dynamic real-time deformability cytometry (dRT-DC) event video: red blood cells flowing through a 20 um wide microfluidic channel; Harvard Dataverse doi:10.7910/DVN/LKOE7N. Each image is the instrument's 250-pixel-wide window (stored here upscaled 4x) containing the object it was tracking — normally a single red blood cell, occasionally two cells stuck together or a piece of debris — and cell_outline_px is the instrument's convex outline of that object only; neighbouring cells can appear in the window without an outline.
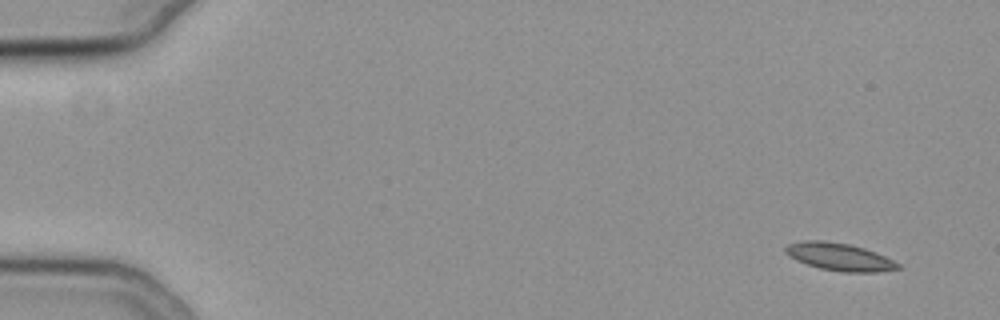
{"species": "common noctule bat (a hibernating species)", "species_latin": "Nyctalus noctula", "temperature_condition": "cold", "stored_images_in_passage": 56, "camera_frame_rate_fps": 3000, "um_per_image_px": 0.085, "animal": {"sex": "female", "body_mass_g": 19.3, "forearm_length_mm": 54.1}, "frame": {"image": 1, "passage_image": 3, "time_ms": 0.667, "image_size_px": [1000, 320], "cell_outline_px": [[904, 268], [876, 272], [840, 272], [820, 268], [796, 260], [788, 256], [784, 252], [784, 248], [788, 244], [804, 240], [824, 240], [848, 244], [864, 248], [884, 256], [900, 264]], "centroid_in_image_um": [71.34, 21.83], "position_along_channel_um": 13.7, "area_um2": 18.09}}
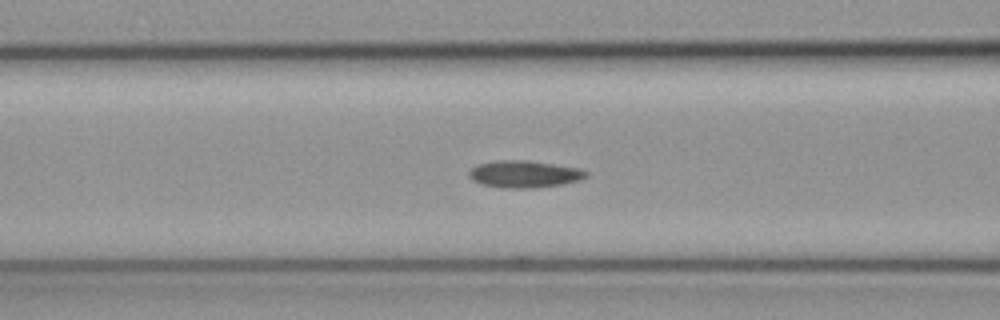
{"frame": {"image": 2, "passage_image": 23, "time_ms": 7.333, "image_size_px": [1000, 320], "cell_outline_px": [[588, 176], [580, 180], [560, 184], [536, 188], [500, 188], [480, 184], [472, 180], [468, 176], [468, 172], [476, 164], [496, 160], [524, 160], [552, 164], [576, 168], [588, 172]], "centroid_in_image_um": [44.49, 14.81], "position_along_channel_um": 122.1, "area_um2": 18.5}}
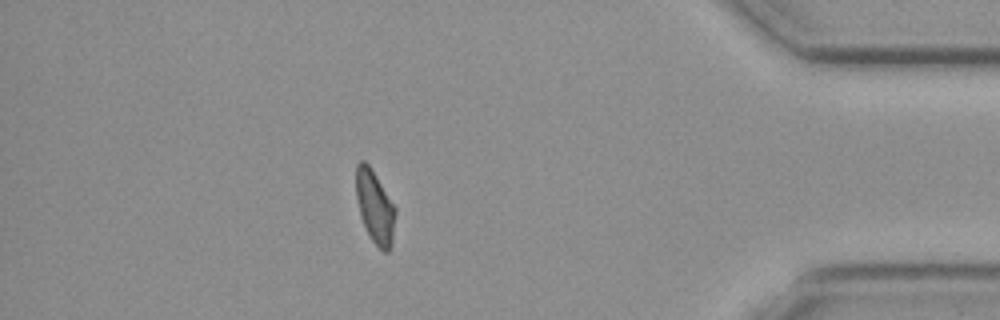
{"frame": {"image": 3, "passage_image": 49, "time_ms": 16.0, "image_size_px": [1000, 320], "cell_outline_px": [[396, 212], [392, 244], [388, 252], [384, 252], [372, 240], [360, 216], [356, 196], [356, 164], [360, 160], [364, 160], [372, 168], [396, 208]], "centroid_in_image_um": [31.87, 17.55], "position_along_channel_um": 403.3, "area_um2": 16.7}}